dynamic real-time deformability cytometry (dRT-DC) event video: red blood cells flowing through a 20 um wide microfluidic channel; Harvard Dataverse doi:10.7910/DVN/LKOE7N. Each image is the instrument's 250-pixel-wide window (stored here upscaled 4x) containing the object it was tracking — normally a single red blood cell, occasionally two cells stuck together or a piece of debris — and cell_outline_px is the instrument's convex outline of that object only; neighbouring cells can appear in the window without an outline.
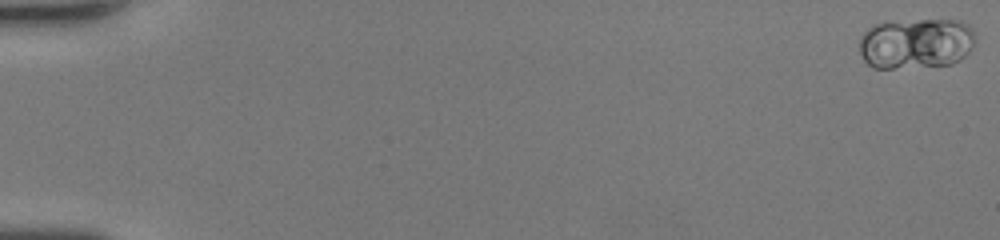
{"species": "human", "species_latin": "Homo sapiens", "temperature_condition": "room temperature", "stored_images_in_passage": 50, "camera_frame_rate_fps": 3000, "um_per_image_px": 0.085, "donor": {"sex": "female"}, "frame": {"image": 1, "passage_image": 1, "time_ms": 0.0, "image_size_px": [1000, 240], "cell_outline_px": [[972, 44], [968, 52], [960, 60], [952, 64], [892, 68], [872, 68], [864, 60], [860, 52], [860, 40], [864, 32], [868, 28], [876, 24], [920, 20], [960, 20], [968, 24], [972, 28]], "centroid_in_image_um": [77.84, 3.7], "position_along_channel_um": 7.2, "area_um2": 33.76}}
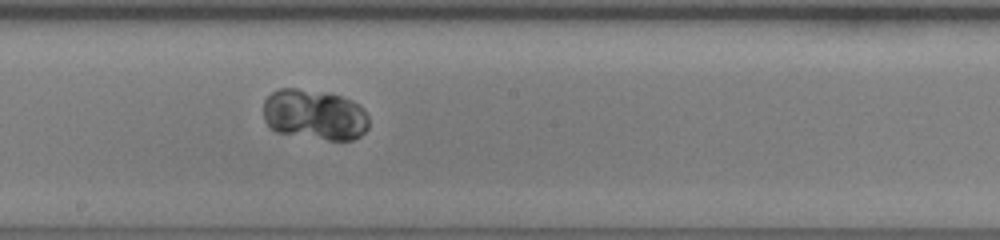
{"frame": {"image": 2, "passage_image": 30, "time_ms": 9.667, "image_size_px": [1000, 240], "cell_outline_px": [[368, 128], [360, 136], [352, 140], [328, 140], [276, 132], [264, 120], [264, 100], [272, 92], [280, 88], [296, 88], [340, 96], [352, 100], [364, 108], [368, 116]], "centroid_in_image_um": [26.75, 9.76], "position_along_channel_um": 221.5, "area_um2": 30.98}}
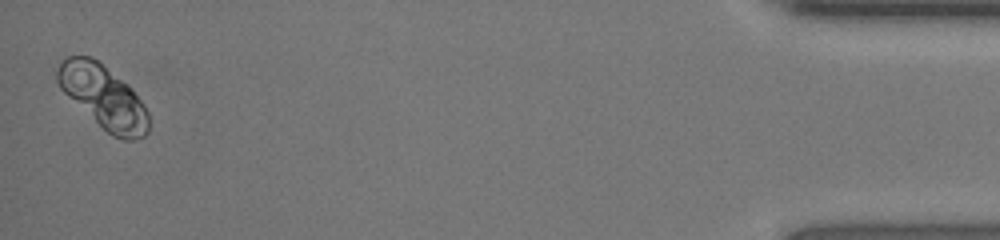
{"frame": {"image": 3, "passage_image": 50, "time_ms": 16.333, "image_size_px": [1000, 240], "cell_outline_px": [[148, 132], [144, 136], [136, 140], [124, 140], [112, 136], [64, 92], [60, 88], [56, 80], [56, 72], [60, 64], [68, 56], [92, 56], [128, 84], [144, 104], [148, 112]], "centroid_in_image_um": [8.81, 8.24], "position_along_channel_um": 426.4, "area_um2": 33.18}}